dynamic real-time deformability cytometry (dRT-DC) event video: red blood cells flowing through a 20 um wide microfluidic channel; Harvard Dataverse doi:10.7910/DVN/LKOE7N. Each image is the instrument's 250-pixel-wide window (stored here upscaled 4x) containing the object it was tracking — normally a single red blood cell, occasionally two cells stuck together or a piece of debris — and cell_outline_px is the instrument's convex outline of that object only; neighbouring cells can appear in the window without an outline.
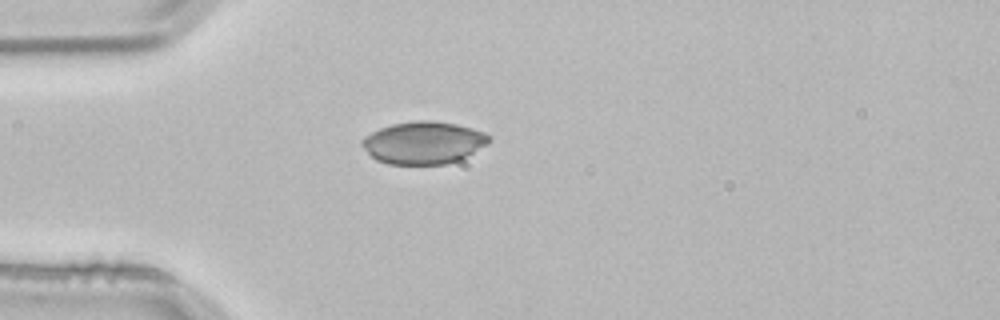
{"species": "common noctule bat (a hibernating species)", "species_latin": "Nyctalus noctula", "temperature_condition": "room temperature", "stored_images_in_passage": 1, "camera_frame_rate_fps": 3000, "um_per_image_px": 0.085, "animal": {"sex": "male", "body_mass_g": 21.5, "forearm_length_mm": 52.0}, "frame": {"image": 1, "passage_image": 1, "time_ms": 0.0, "image_size_px": [1000, 320], "cell_outline_px": [[492, 140], [468, 156], [460, 160], [444, 164], [388, 164], [376, 160], [360, 144], [360, 140], [372, 132], [380, 128], [392, 124], [416, 120], [432, 120], [456, 124], [472, 128], [484, 132]], "centroid_in_image_um": [36.0, 12.13], "position_along_channel_um": 49.0, "area_um2": 31.39}}